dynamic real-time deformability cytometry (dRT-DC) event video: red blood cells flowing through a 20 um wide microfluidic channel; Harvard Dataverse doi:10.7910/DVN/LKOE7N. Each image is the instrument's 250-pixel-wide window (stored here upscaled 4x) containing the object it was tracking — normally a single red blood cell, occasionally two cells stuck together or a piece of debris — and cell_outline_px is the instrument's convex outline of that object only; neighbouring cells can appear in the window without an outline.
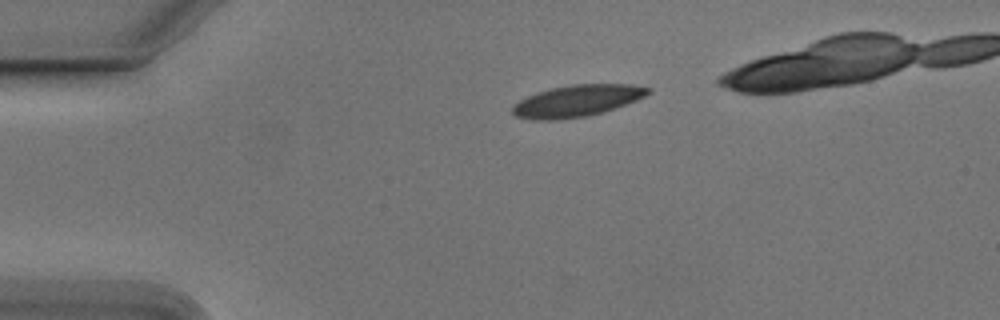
{"species": "Egyptian fruit bat (a non-hibernating species)", "species_latin": "Rousettus aegyptiacus", "temperature_condition": "cold", "stored_images_in_passage": 37, "camera_frame_rate_fps": 3000, "um_per_image_px": 0.085, "animal": {"sex": "male"}, "frame": {"image": 1, "passage_image": 1, "time_ms": 0.0, "image_size_px": [1000, 320], "cell_outline_px": [[652, 92], [636, 100], [600, 112], [584, 116], [556, 120], [536, 120], [516, 116], [512, 112], [512, 104], [536, 92], [552, 88], [572, 84], [632, 84], [652, 88]], "centroid_in_image_um": [49.03, 8.55], "position_along_channel_um": 36.0, "area_um2": 24.74}}
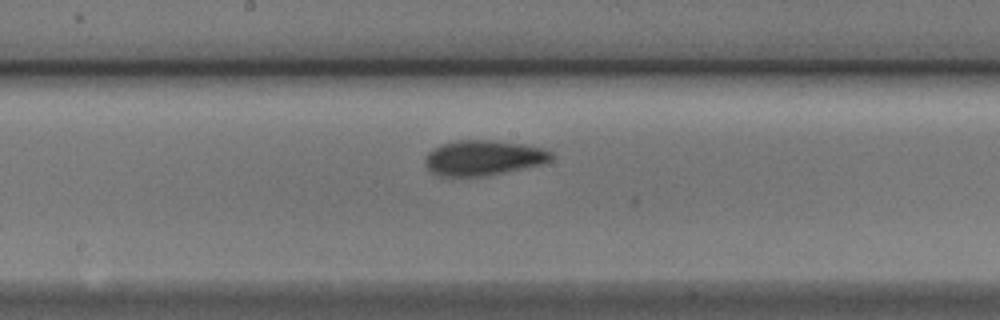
{"frame": {"image": 2, "passage_image": 18, "time_ms": 5.667, "image_size_px": [1000, 320], "cell_outline_px": [[552, 160], [544, 164], [484, 176], [440, 176], [432, 172], [424, 164], [424, 160], [428, 152], [440, 144], [456, 140], [496, 140], [524, 144], [544, 148], [552, 152]], "centroid_in_image_um": [41.1, 13.4], "position_along_channel_um": 207.1, "area_um2": 26.07}}
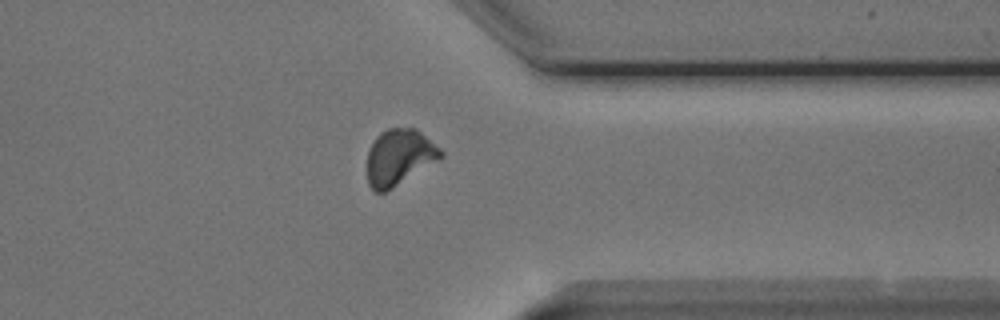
{"frame": {"image": 3, "passage_image": 32, "time_ms": 10.333, "image_size_px": [1000, 320], "cell_outline_px": [[444, 156], [384, 192], [376, 192], [368, 184], [368, 152], [376, 136], [380, 132], [388, 128], [416, 128], [440, 148], [444, 152]], "centroid_in_image_um": [33.93, 13.33], "position_along_channel_um": 377.5, "area_um2": 23.52}}